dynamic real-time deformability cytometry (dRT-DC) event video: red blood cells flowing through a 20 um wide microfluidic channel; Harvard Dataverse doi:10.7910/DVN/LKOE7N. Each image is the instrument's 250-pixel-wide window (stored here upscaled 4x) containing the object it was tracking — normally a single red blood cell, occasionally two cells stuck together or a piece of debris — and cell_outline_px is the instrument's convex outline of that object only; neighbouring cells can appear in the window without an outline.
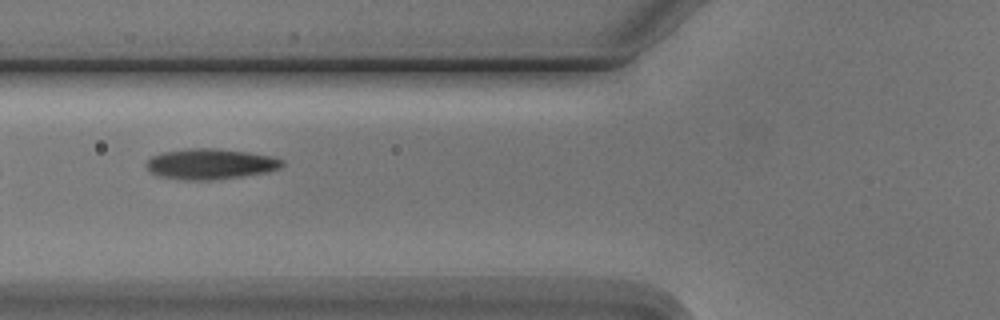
{"species": "Egyptian fruit bat (a non-hibernating species)", "species_latin": "Rousettus aegyptiacus", "temperature_condition": "cold", "stored_images_in_passage": 8, "camera_frame_rate_fps": 3000, "um_per_image_px": 0.085, "animal": {"sex": "male"}, "frame": {"image": 1, "passage_image": 6, "time_ms": 6.667, "image_size_px": [1000, 320], "cell_outline_px": [[284, 164], [280, 168], [268, 172], [212, 180], [184, 180], [160, 176], [152, 172], [144, 164], [152, 156], [160, 152], [188, 148], [216, 148], [248, 152], [268, 156], [284, 160]], "centroid_in_image_um": [17.86, 13.93], "position_along_channel_um": 107.9, "area_um2": 24.16}}
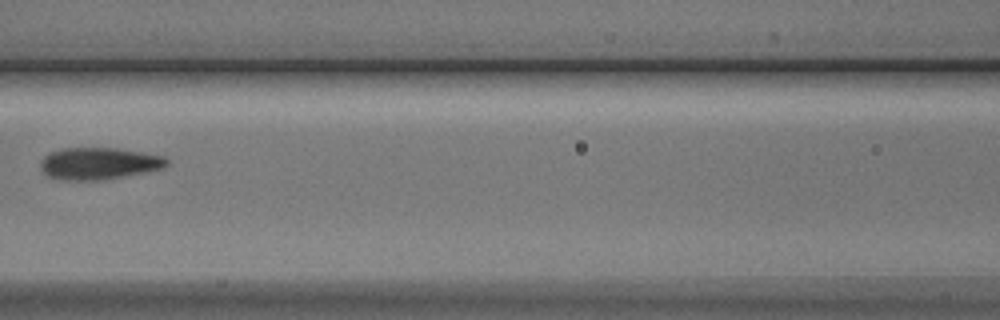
{"frame": {"image": 2, "passage_image": 7, "time_ms": 8.0, "image_size_px": [1000, 320], "cell_outline_px": [[168, 164], [160, 168], [100, 180], [60, 180], [48, 176], [40, 168], [40, 160], [48, 152], [64, 148], [116, 148], [164, 156], [168, 160]], "centroid_in_image_um": [8.31, 13.88], "position_along_channel_um": 158.3, "area_um2": 23.18}}
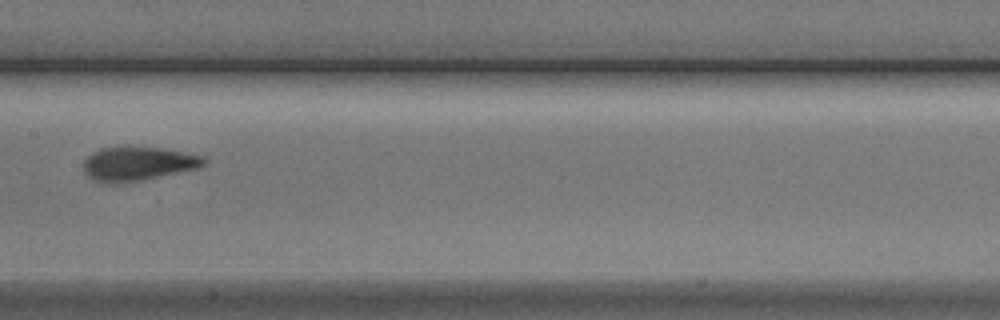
{"frame": {"image": 3, "passage_image": 8, "time_ms": 9.0, "image_size_px": [1000, 320], "cell_outline_px": [[204, 164], [196, 168], [144, 180], [116, 184], [104, 184], [92, 180], [84, 172], [84, 160], [92, 152], [100, 148], [160, 148], [204, 156]], "centroid_in_image_um": [11.65, 13.95], "position_along_channel_um": 195.7, "area_um2": 23.52}}